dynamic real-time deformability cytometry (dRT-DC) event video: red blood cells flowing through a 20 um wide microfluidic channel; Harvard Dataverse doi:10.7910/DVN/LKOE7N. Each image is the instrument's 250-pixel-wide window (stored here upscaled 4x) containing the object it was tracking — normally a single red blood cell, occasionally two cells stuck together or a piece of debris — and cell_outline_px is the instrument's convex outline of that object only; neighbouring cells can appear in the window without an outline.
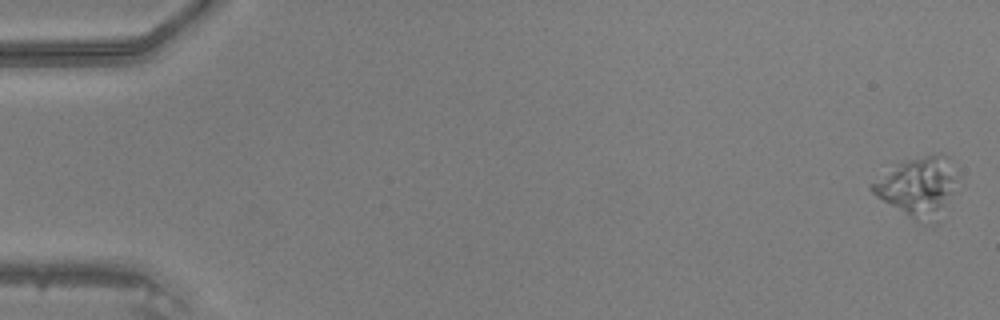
{"species": "common noctule bat (a hibernating species)", "species_latin": "Nyctalus noctula", "temperature_condition": "warm", "stored_images_in_passage": 48, "camera_frame_rate_fps": 3000, "um_per_image_px": 0.085, "animal": {"sex": "male", "body_mass_g": 20.5, "forearm_length_mm": 52.5}, "frame": {"image": 1, "passage_image": 1, "time_ms": 0.0, "image_size_px": [1000, 320], "cell_outline_px": [[960, 176], [956, 192], [936, 224], [916, 224], [876, 196], [868, 188], [872, 184], [900, 164], [908, 160], [936, 152], [944, 152], [948, 156]], "centroid_in_image_um": [78.18, 15.94], "position_along_channel_um": 6.8, "area_um2": 30.4}}
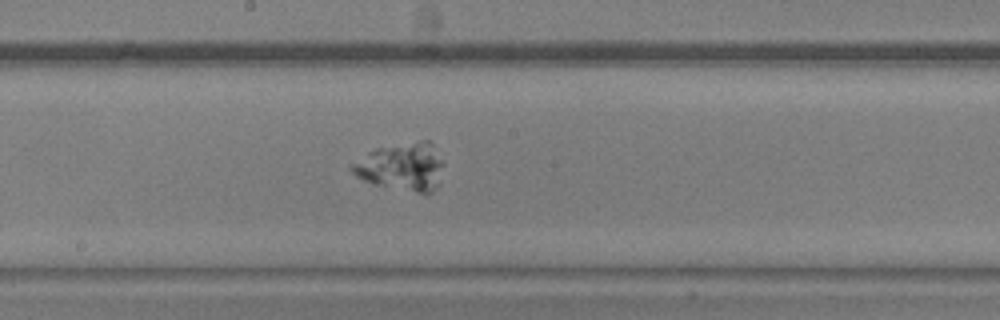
{"frame": {"image": 2, "passage_image": 27, "time_ms": 8.667, "image_size_px": [1000, 320], "cell_outline_px": [[444, 164], [440, 184], [432, 192], [416, 192], [376, 184], [364, 180], [356, 176], [348, 168], [352, 164], [368, 152], [376, 148], [424, 140], [428, 140], [432, 144]], "centroid_in_image_um": [34.18, 14.18], "position_along_channel_um": 214.0, "area_um2": 25.26}}
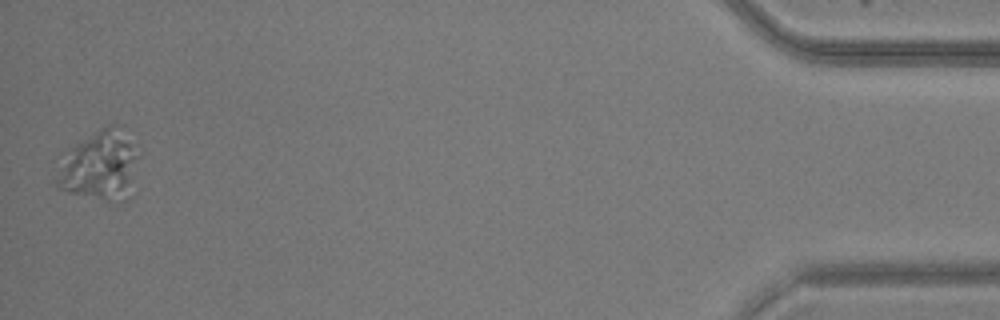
{"frame": {"image": 3, "passage_image": 48, "time_ms": 15.667, "image_size_px": [1000, 320], "cell_outline_px": [[140, 156], [124, 184], [108, 200], [68, 192], [56, 188], [56, 180], [72, 148], [76, 144], [100, 128], [108, 124], [116, 124], [140, 152]], "centroid_in_image_um": [8.42, 13.94], "position_along_channel_um": 426.8, "area_um2": 29.82}}